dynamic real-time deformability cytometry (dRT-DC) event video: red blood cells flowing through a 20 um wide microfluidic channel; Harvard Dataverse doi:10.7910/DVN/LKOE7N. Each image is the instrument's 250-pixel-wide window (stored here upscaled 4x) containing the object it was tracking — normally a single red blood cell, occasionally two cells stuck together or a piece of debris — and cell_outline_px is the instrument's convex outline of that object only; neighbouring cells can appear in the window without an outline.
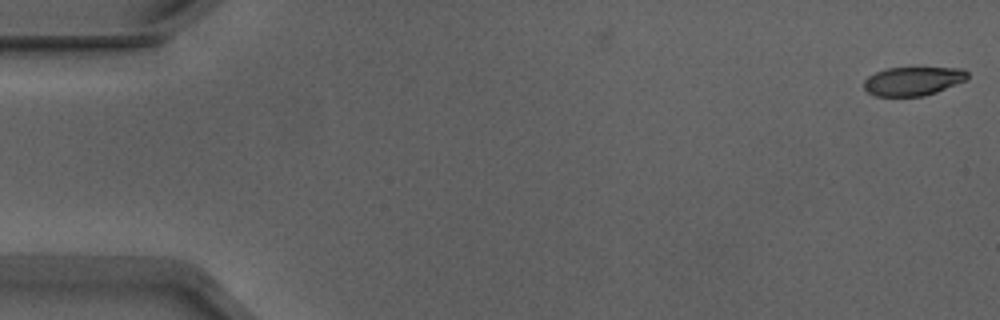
{"species": "Egyptian fruit bat (a non-hibernating species)", "species_latin": "Rousettus aegyptiacus", "temperature_condition": "warm", "stored_images_in_passage": 3, "camera_frame_rate_fps": 3000, "um_per_image_px": 0.085, "animal": {"sex": "male"}, "frame": {"image": 1, "passage_image": 3, "time_ms": 0.667, "image_size_px": [1000, 320], "cell_outline_px": [[968, 76], [964, 80], [936, 92], [924, 96], [876, 96], [868, 92], [864, 88], [864, 80], [868, 76], [876, 72], [888, 68], [960, 68], [968, 72]], "centroid_in_image_um": [77.57, 6.89], "position_along_channel_um": 7.4, "area_um2": 17.11}}